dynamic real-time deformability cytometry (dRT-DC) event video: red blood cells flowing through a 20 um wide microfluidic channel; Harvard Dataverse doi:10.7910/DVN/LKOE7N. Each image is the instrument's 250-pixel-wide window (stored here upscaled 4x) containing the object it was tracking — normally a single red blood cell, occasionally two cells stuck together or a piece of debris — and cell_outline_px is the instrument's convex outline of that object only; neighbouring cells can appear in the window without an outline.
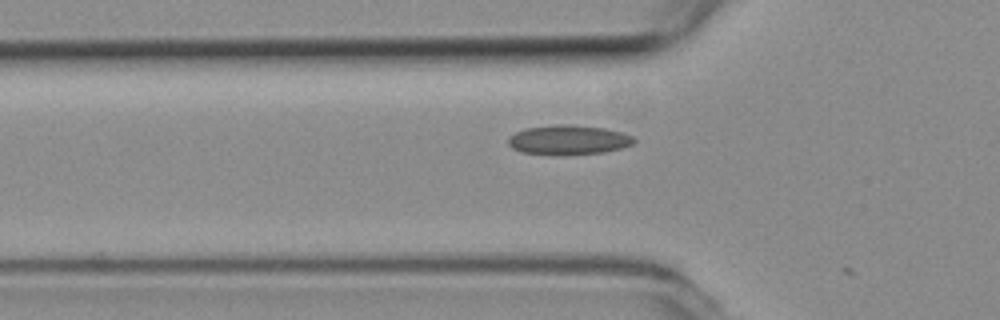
{"species": "common noctule bat (a hibernating species)", "species_latin": "Nyctalus noctula", "temperature_condition": "room temperature", "stored_images_in_passage": 13, "camera_frame_rate_fps": 3000, "um_per_image_px": 0.085, "animal": {"sex": "female", "body_mass_g": 19.3, "forearm_length_mm": 54.1}, "frame": {"image": 1, "passage_image": 12, "time_ms": 3.667, "image_size_px": [1000, 320], "cell_outline_px": [[636, 140], [632, 144], [620, 148], [604, 152], [560, 156], [556, 156], [520, 152], [512, 148], [508, 144], [508, 136], [524, 128], [556, 124], [560, 124], [604, 128], [620, 132], [632, 136]], "centroid_in_image_um": [48.25, 11.91], "position_along_channel_um": 77.5, "area_um2": 21.85}}